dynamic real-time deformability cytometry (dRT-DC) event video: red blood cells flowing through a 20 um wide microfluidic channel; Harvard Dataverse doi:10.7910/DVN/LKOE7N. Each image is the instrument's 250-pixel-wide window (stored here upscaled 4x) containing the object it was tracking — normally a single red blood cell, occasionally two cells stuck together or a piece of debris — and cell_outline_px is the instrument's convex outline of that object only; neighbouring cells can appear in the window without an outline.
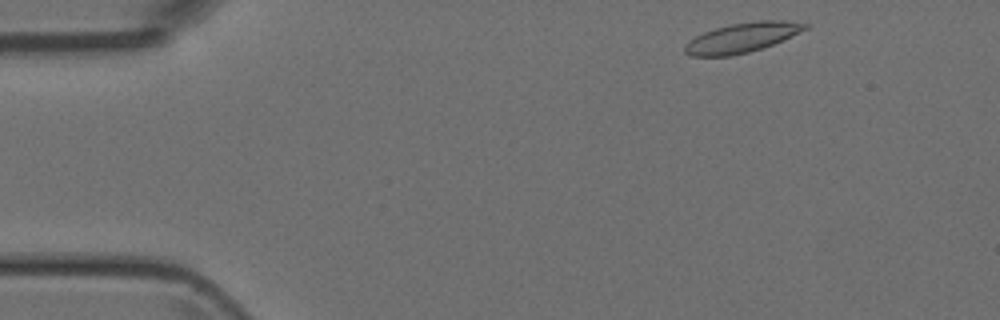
{"species": "Egyptian fruit bat (a non-hibernating species)", "species_latin": "Rousettus aegyptiacus", "temperature_condition": "room temperature", "stored_images_in_passage": 5, "camera_frame_rate_fps": 3000, "um_per_image_px": 0.085, "animal": {"sex": "female"}, "frame": {"image": 1, "passage_image": 1, "time_ms": 0.0, "image_size_px": [1000, 320], "cell_outline_px": [[808, 28], [772, 44], [748, 52], [728, 56], [692, 56], [684, 52], [684, 44], [688, 40], [704, 32], [716, 28], [732, 24], [760, 20], [784, 20], [808, 24]], "centroid_in_image_um": [63.02, 3.2], "position_along_channel_um": 22.0, "area_um2": 20.46}}
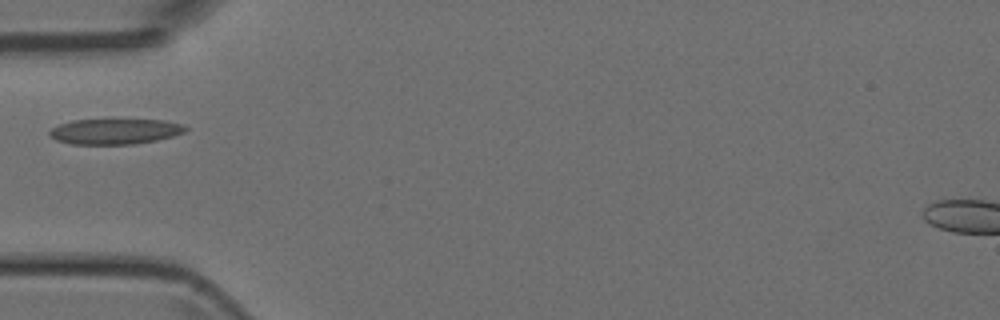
{"frame": {"image": 2, "passage_image": 4, "time_ms": 3.333, "image_size_px": [1000, 320], "cell_outline_px": [[188, 128], [184, 132], [172, 136], [156, 140], [136, 144], [72, 144], [56, 140], [48, 136], [48, 132], [52, 128], [60, 124], [72, 120], [164, 120], [184, 124]], "centroid_in_image_um": [9.76, 11.17], "position_along_channel_um": 75.2, "area_um2": 20.17}}
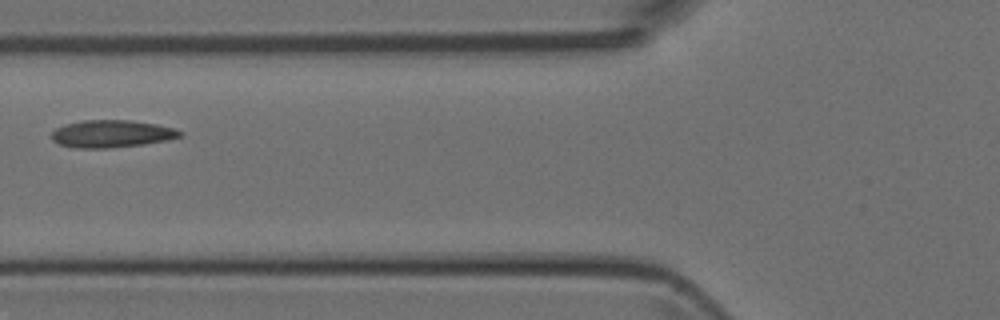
{"frame": {"image": 3, "passage_image": 5, "time_ms": 4.333, "image_size_px": [1000, 320], "cell_outline_px": [[184, 136], [168, 140], [144, 144], [108, 148], [72, 148], [60, 144], [52, 140], [52, 132], [56, 128], [64, 124], [84, 120], [132, 120], [156, 124], [172, 128], [184, 132]], "centroid_in_image_um": [9.5, 11.37], "position_along_channel_um": 116.3, "area_um2": 20.63}}